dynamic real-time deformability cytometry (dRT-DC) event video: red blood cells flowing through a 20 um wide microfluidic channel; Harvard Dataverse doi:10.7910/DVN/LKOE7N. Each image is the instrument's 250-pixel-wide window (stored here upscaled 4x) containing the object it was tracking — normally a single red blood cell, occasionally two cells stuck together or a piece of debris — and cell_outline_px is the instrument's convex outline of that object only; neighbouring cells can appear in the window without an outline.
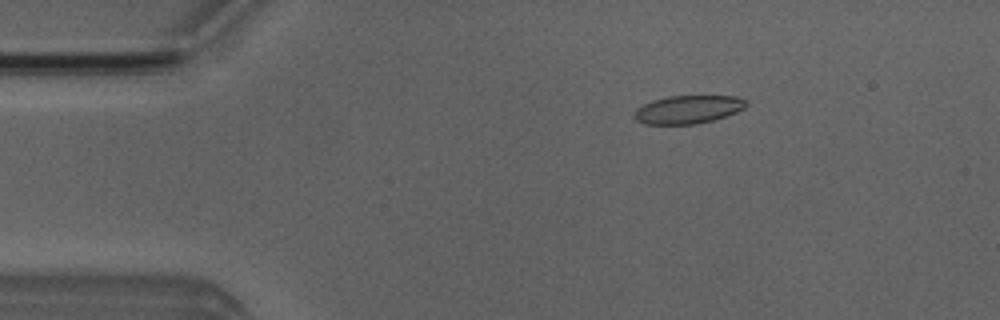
{"species": "Egyptian fruit bat (a non-hibernating species)", "species_latin": "Rousettus aegyptiacus", "temperature_condition": "room temperature", "stored_images_in_passage": 6, "camera_frame_rate_fps": 3000, "um_per_image_px": 0.085, "animal": {"sex": "male"}, "frame": {"image": 1, "passage_image": 2, "time_ms": 1.0, "image_size_px": [1000, 320], "cell_outline_px": [[748, 104], [744, 108], [736, 112], [712, 120], [696, 124], [644, 124], [636, 120], [632, 116], [636, 108], [652, 100], [668, 96], [736, 96], [748, 100]], "centroid_in_image_um": [58.47, 9.3], "position_along_channel_um": 26.5, "area_um2": 18.44}}